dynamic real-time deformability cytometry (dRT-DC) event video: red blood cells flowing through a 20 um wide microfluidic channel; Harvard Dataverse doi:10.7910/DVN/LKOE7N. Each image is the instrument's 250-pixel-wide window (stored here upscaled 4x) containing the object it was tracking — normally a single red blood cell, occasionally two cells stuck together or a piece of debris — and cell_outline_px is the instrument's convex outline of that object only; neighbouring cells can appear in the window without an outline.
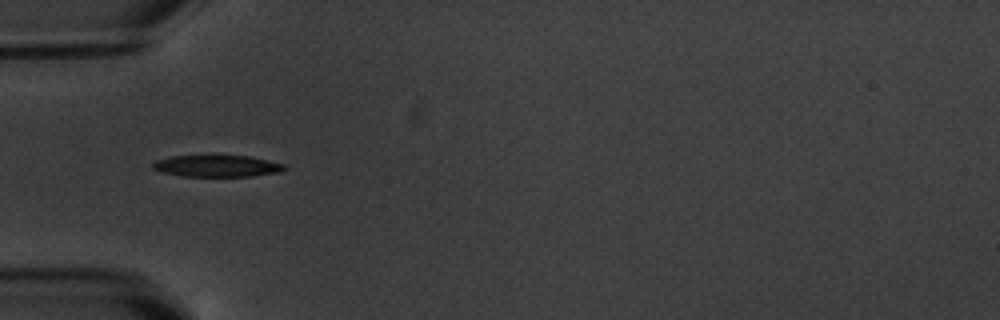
{"species": "common noctule bat (a hibernating species)", "species_latin": "Nyctalus noctula", "temperature_condition": "warm", "stored_images_in_passage": 6, "camera_frame_rate_fps": 3000, "um_per_image_px": 0.085, "animal": {"sex": "male", "body_mass_g": 20.1, "forearm_length_mm": 53.5}, "frame": {"image": 1, "passage_image": 1, "time_ms": 0.0, "image_size_px": [1000, 320], "cell_outline_px": [[288, 168], [280, 172], [252, 176], [184, 176], [160, 172], [152, 168], [152, 164], [156, 160], [172, 156], [248, 156], [268, 160], [284, 164]], "centroid_in_image_um": [18.45, 14.11], "position_along_channel_um": 66.5, "area_um2": 16.53}}
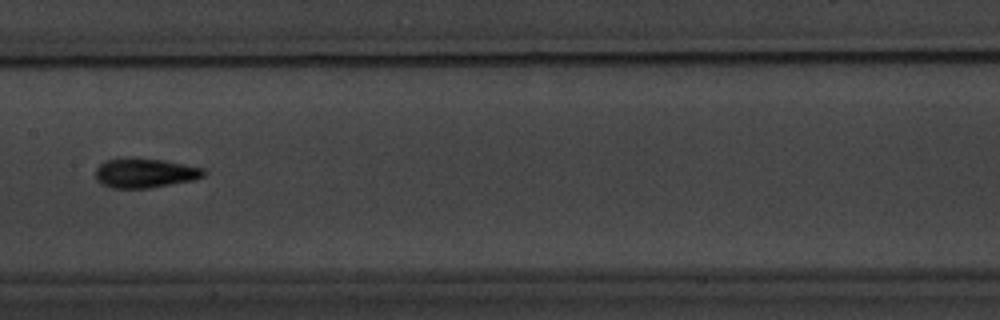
{"frame": {"image": 2, "passage_image": 4, "time_ms": 3.667, "image_size_px": [1000, 320], "cell_outline_px": [[208, 172], [204, 176], [196, 180], [148, 188], [112, 188], [100, 184], [96, 180], [96, 168], [104, 160], [164, 160], [204, 168]], "centroid_in_image_um": [12.37, 14.75], "position_along_channel_um": 195.0, "area_um2": 18.26}}